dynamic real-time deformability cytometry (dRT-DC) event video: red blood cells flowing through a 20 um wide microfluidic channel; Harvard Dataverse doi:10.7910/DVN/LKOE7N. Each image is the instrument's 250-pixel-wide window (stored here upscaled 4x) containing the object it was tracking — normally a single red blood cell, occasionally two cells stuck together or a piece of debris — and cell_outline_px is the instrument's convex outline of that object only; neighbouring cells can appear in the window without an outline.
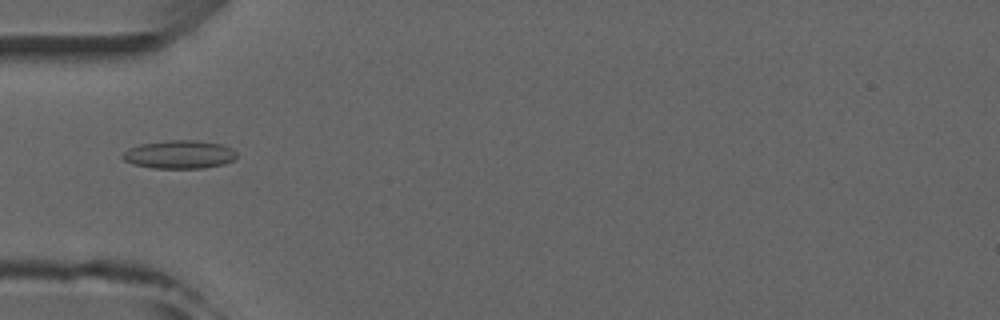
{"species": "common noctule bat (a hibernating species)", "species_latin": "Nyctalus noctula", "temperature_condition": "room temperature", "stored_images_in_passage": 5, "camera_frame_rate_fps": 3000, "um_per_image_px": 0.085, "animal": {"sex": "male", "forearm_length_mm": 52.5}, "frame": {"image": 1, "passage_image": 5, "time_ms": 4.333, "image_size_px": [1000, 320], "cell_outline_px": [[236, 156], [232, 160], [224, 164], [204, 168], [152, 168], [132, 164], [124, 160], [120, 156], [128, 148], [140, 144], [168, 140], [196, 140], [220, 144], [232, 148], [236, 152]], "centroid_in_image_um": [15.22, 13.13], "position_along_channel_um": 69.8, "area_um2": 18.84}}